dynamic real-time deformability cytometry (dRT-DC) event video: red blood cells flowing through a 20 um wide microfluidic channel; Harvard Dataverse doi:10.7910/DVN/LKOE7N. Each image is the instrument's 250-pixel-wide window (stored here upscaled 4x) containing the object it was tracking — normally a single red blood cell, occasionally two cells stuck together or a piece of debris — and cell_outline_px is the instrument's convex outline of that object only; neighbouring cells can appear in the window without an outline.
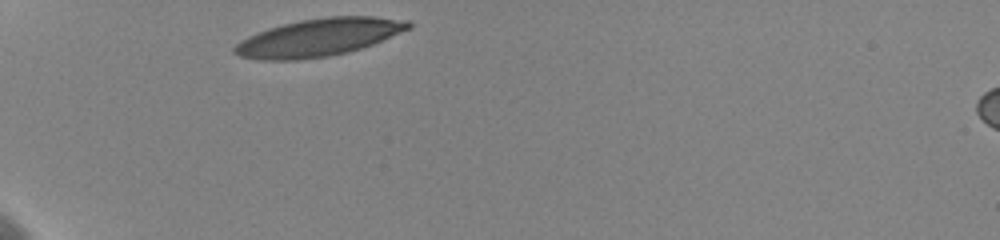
{"species": "human", "species_latin": "Homo sapiens", "temperature_condition": "cold", "stored_images_in_passage": 44, "camera_frame_rate_fps": 3000, "um_per_image_px": 0.085, "donor": {"sex": "female"}, "frame": {"image": 1, "passage_image": 1, "time_ms": 0.0, "image_size_px": [1000, 240], "cell_outline_px": [[412, 28], [372, 44], [348, 52], [328, 56], [296, 60], [260, 60], [240, 56], [232, 52], [232, 48], [240, 40], [256, 32], [268, 28], [300, 20], [328, 16], [372, 16], [408, 20], [412, 24]], "centroid_in_image_um": [27.08, 3.18], "position_along_channel_um": 57.9, "area_um2": 38.15}}
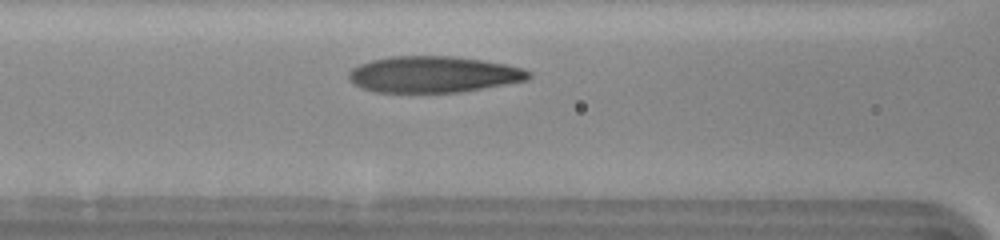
{"frame": {"image": 2, "passage_image": 14, "time_ms": 2.667, "image_size_px": [1000, 240], "cell_outline_px": [[532, 76], [528, 80], [484, 88], [460, 92], [376, 92], [364, 88], [348, 80], [348, 72], [352, 68], [360, 64], [372, 60], [392, 56], [456, 56], [484, 60], [524, 68], [532, 72]], "centroid_in_image_um": [36.88, 6.31], "position_along_channel_um": 129.7, "area_um2": 38.15}}
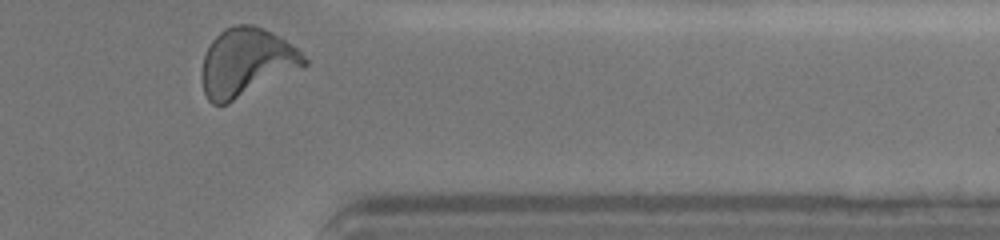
{"frame": {"image": 3, "passage_image": 44, "time_ms": 10.0, "image_size_px": [1000, 240], "cell_outline_px": [[308, 64], [228, 104], [212, 104], [208, 100], [204, 92], [200, 76], [200, 72], [204, 56], [212, 40], [224, 28], [236, 24], [252, 24], [264, 28], [272, 32], [296, 48], [308, 60]], "centroid_in_image_um": [20.9, 5.3], "position_along_channel_um": 390.5, "area_um2": 40.52}, "authors_computed_cell_mechanics": {"area_um2": 38.148, "velocity_mm_per_s": 3.5971, "shape_relaxation_time_tau1_ms": 4.12, "shape_relaxation_time_tau2_ms": 1.4748, "deformation_change_tau1": 0.1676, "deformation_change_tau2": 0.0745}}